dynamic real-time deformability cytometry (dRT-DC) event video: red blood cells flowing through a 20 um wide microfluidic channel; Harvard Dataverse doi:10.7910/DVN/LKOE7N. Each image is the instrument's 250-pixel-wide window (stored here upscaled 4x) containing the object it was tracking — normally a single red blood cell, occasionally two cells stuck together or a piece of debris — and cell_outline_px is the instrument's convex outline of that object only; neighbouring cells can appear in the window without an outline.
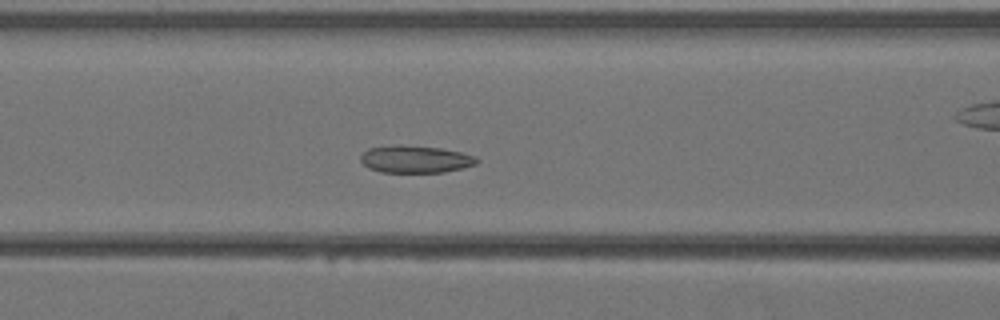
{"species": "Egyptian fruit bat (a non-hibernating species)", "species_latin": "Rousettus aegyptiacus", "temperature_condition": "warm", "stored_images_in_passage": 33, "camera_frame_rate_fps": 3000, "um_per_image_px": 0.085, "animal": {"sex": "female"}, "frame": {"image": 1, "passage_image": 8, "time_ms": 2.333, "image_size_px": [1000, 320], "cell_outline_px": [[480, 160], [476, 164], [464, 168], [444, 172], [380, 172], [368, 168], [360, 160], [360, 156], [368, 148], [396, 144], [400, 144], [440, 148], [460, 152], [476, 156]], "centroid_in_image_um": [35.31, 13.53], "position_along_channel_um": 131.3, "area_um2": 18.67}}
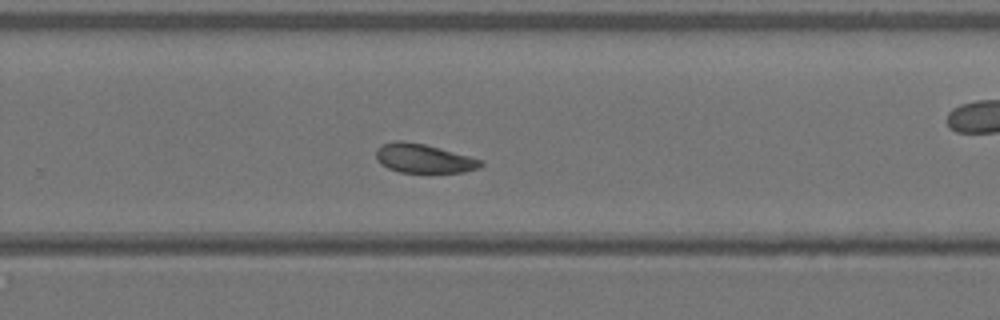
{"frame": {"image": 2, "passage_image": 18, "time_ms": 5.667, "image_size_px": [1000, 320], "cell_outline_px": [[484, 164], [480, 168], [464, 172], [400, 172], [388, 168], [380, 164], [376, 156], [376, 148], [380, 144], [396, 140], [400, 140], [424, 144], [484, 160]], "centroid_in_image_um": [36.0, 13.46], "position_along_channel_um": 293.8, "area_um2": 17.74}}
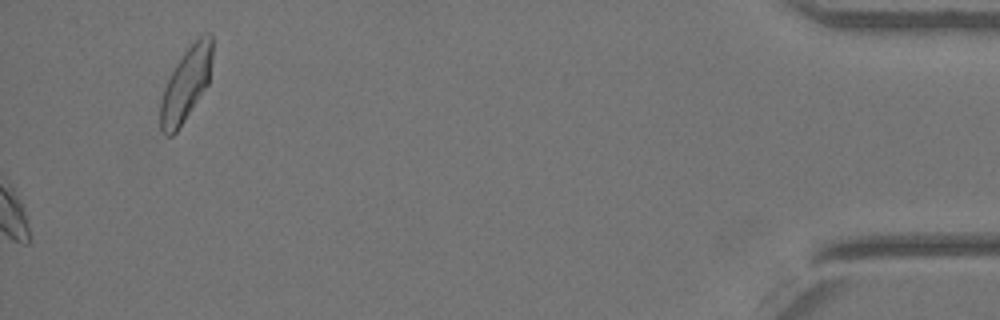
{"frame": {"image": 3, "passage_image": 33, "time_ms": 10.667, "image_size_px": [1000, 320], "cell_outline_px": [[212, 60], [208, 84], [176, 132], [172, 136], [164, 136], [160, 132], [160, 104], [164, 88], [176, 64], [184, 52], [200, 36], [208, 32], [212, 32]], "centroid_in_image_um": [15.8, 7.18], "position_along_channel_um": 419.4, "area_um2": 21.96}}